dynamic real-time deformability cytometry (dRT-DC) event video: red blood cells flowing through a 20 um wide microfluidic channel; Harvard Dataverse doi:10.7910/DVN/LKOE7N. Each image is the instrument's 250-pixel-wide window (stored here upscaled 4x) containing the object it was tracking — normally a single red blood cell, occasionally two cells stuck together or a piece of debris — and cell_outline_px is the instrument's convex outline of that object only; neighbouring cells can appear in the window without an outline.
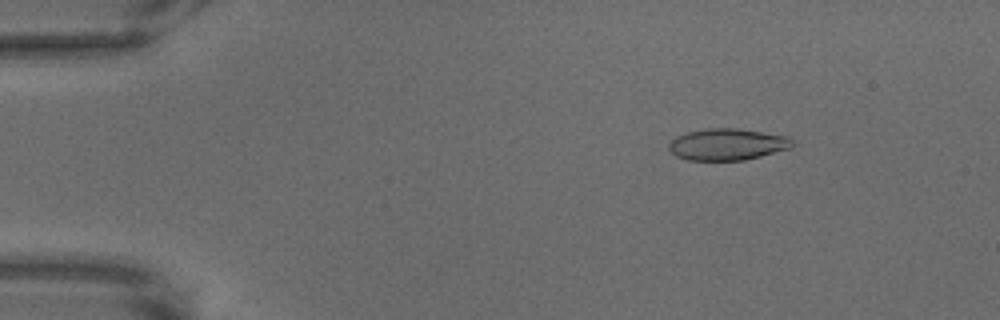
{"species": "common noctule bat (a hibernating species)", "species_latin": "Nyctalus noctula", "temperature_condition": "warm", "stored_images_in_passage": 68, "camera_frame_rate_fps": 3000, "um_per_image_px": 0.085, "animal": {"sex": "male", "body_mass_g": 18.8}, "frame": {"image": 1, "passage_image": 10, "time_ms": 3.0, "image_size_px": [1000, 320], "cell_outline_px": [[792, 148], [744, 160], [688, 160], [676, 156], [668, 148], [668, 144], [676, 136], [688, 132], [704, 128], [736, 128], [788, 136], [792, 140]], "centroid_in_image_um": [61.81, 12.27], "position_along_channel_um": 23.2, "area_um2": 22.72}}
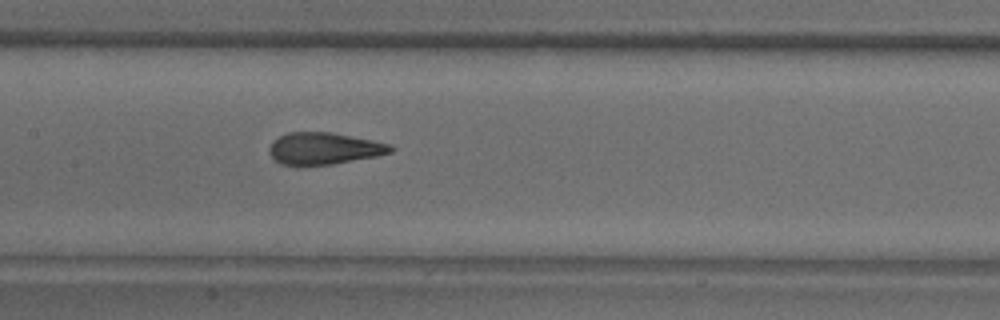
{"frame": {"image": 2, "passage_image": 34, "time_ms": 11.0, "image_size_px": [1000, 320], "cell_outline_px": [[396, 148], [392, 152], [376, 156], [332, 164], [296, 168], [280, 164], [268, 152], [268, 148], [272, 140], [288, 132], [332, 132], [392, 144]], "centroid_in_image_um": [27.5, 12.65], "position_along_channel_um": 179.9, "area_um2": 23.18}}
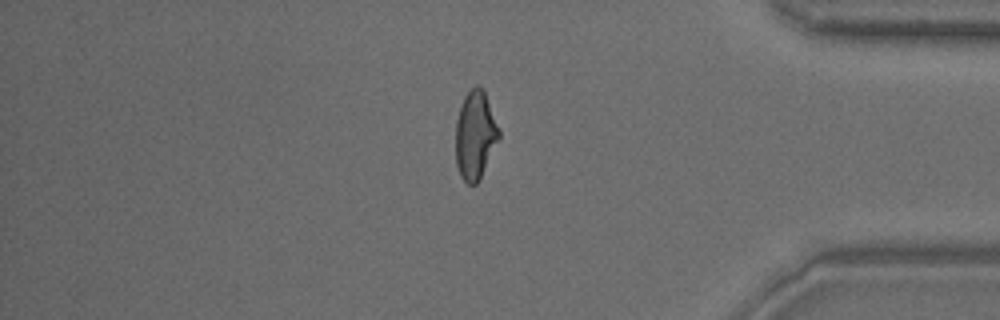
{"frame": {"image": 3, "passage_image": 58, "time_ms": 19.0, "image_size_px": [1000, 320], "cell_outline_px": [[500, 136], [480, 180], [476, 184], [468, 184], [460, 176], [456, 164], [456, 120], [460, 104], [464, 96], [476, 84], [480, 84], [484, 88], [500, 132]], "centroid_in_image_um": [40.39, 11.46], "position_along_channel_um": 394.8, "area_um2": 22.48}}